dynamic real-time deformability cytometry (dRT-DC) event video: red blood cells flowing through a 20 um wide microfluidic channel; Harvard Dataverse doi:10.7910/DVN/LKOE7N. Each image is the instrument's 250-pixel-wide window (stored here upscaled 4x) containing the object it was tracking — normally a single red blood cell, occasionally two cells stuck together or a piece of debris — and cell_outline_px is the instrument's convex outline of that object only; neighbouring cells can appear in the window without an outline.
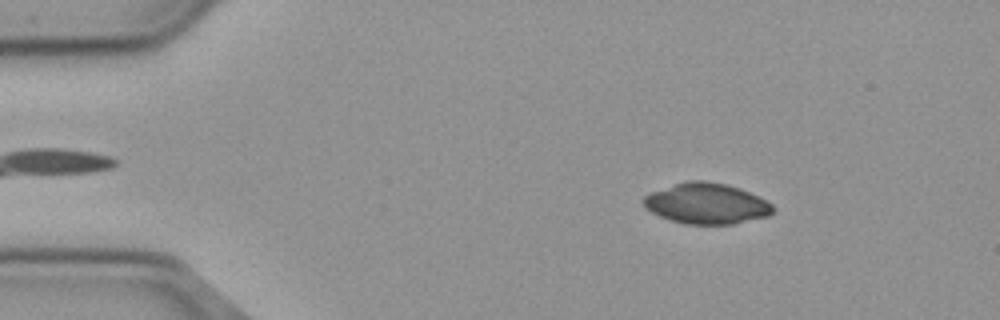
{"species": "common noctule bat (a hibernating species)", "species_latin": "Nyctalus noctula", "temperature_condition": "cold", "stored_images_in_passage": 17, "camera_frame_rate_fps": 3000, "um_per_image_px": 0.085, "animal": {"sex": "male", "body_mass_g": 23.1, "forearm_length_mm": 52.7}, "frame": {"image": 1, "passage_image": 6, "time_ms": 1.667, "image_size_px": [1000, 320], "cell_outline_px": [[772, 212], [768, 216], [732, 224], [684, 224], [660, 216], [652, 212], [644, 204], [644, 196], [652, 192], [688, 180], [704, 180], [724, 184], [740, 188], [772, 204]], "centroid_in_image_um": [60.06, 17.3], "position_along_channel_um": 24.9, "area_um2": 30.11}}